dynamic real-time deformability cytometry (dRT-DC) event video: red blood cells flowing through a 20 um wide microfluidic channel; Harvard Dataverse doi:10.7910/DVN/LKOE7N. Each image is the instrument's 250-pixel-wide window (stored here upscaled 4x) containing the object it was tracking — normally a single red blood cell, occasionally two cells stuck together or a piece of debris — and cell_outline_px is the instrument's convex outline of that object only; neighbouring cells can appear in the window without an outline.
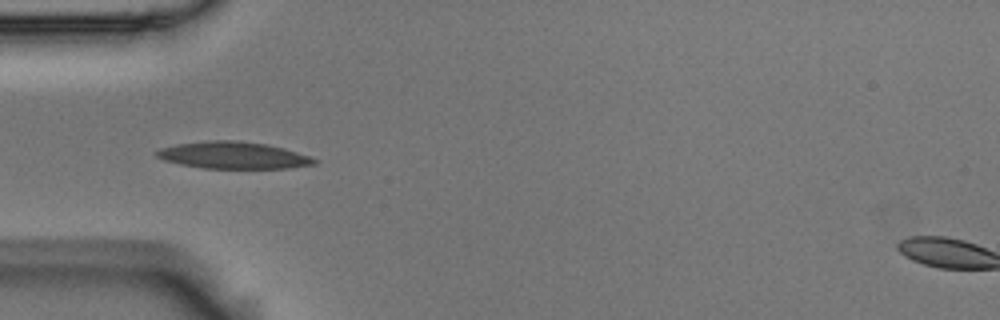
{"species": "Egyptian fruit bat (a non-hibernating species)", "species_latin": "Rousettus aegyptiacus", "temperature_condition": "room temperature", "stored_images_in_passage": 1, "camera_frame_rate_fps": 3000, "um_per_image_px": 0.085, "animal": {"sex": "male"}, "frame": {"image": 1, "passage_image": 1, "time_ms": 0.0, "image_size_px": [1000, 320], "cell_outline_px": [[320, 160], [316, 164], [288, 168], [204, 168], [180, 164], [164, 160], [156, 156], [152, 152], [160, 148], [176, 144], [208, 140], [232, 140], [264, 144], [284, 148]], "centroid_in_image_um": [19.79, 13.2], "position_along_channel_um": 65.2, "area_um2": 24.68}}